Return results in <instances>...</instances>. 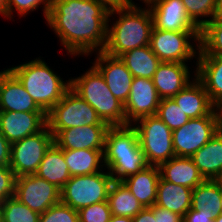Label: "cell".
I'll use <instances>...</instances> for the list:
<instances>
[{"label":"cell","mask_w":222,"mask_h":222,"mask_svg":"<svg viewBox=\"0 0 222 222\" xmlns=\"http://www.w3.org/2000/svg\"><path fill=\"white\" fill-rule=\"evenodd\" d=\"M112 5L111 0H52L46 21L70 55L101 52Z\"/></svg>","instance_id":"cell-1"},{"label":"cell","mask_w":222,"mask_h":222,"mask_svg":"<svg viewBox=\"0 0 222 222\" xmlns=\"http://www.w3.org/2000/svg\"><path fill=\"white\" fill-rule=\"evenodd\" d=\"M119 14V19L107 29V42L103 50L113 57H120L135 48L150 45L153 18L149 8L137 7L132 0L113 3L109 17Z\"/></svg>","instance_id":"cell-2"},{"label":"cell","mask_w":222,"mask_h":222,"mask_svg":"<svg viewBox=\"0 0 222 222\" xmlns=\"http://www.w3.org/2000/svg\"><path fill=\"white\" fill-rule=\"evenodd\" d=\"M104 164L114 181L121 182L149 164L131 125L110 126L106 133Z\"/></svg>","instance_id":"cell-3"},{"label":"cell","mask_w":222,"mask_h":222,"mask_svg":"<svg viewBox=\"0 0 222 222\" xmlns=\"http://www.w3.org/2000/svg\"><path fill=\"white\" fill-rule=\"evenodd\" d=\"M9 70L22 83L35 103L47 114L71 87L70 80L64 82L49 66L38 58Z\"/></svg>","instance_id":"cell-4"},{"label":"cell","mask_w":222,"mask_h":222,"mask_svg":"<svg viewBox=\"0 0 222 222\" xmlns=\"http://www.w3.org/2000/svg\"><path fill=\"white\" fill-rule=\"evenodd\" d=\"M71 88L97 112L109 126H124V104L109 90L102 74L92 66L80 77L70 79Z\"/></svg>","instance_id":"cell-5"},{"label":"cell","mask_w":222,"mask_h":222,"mask_svg":"<svg viewBox=\"0 0 222 222\" xmlns=\"http://www.w3.org/2000/svg\"><path fill=\"white\" fill-rule=\"evenodd\" d=\"M87 125H108L95 109L71 87L62 99L47 113V126L55 137L61 130Z\"/></svg>","instance_id":"cell-6"},{"label":"cell","mask_w":222,"mask_h":222,"mask_svg":"<svg viewBox=\"0 0 222 222\" xmlns=\"http://www.w3.org/2000/svg\"><path fill=\"white\" fill-rule=\"evenodd\" d=\"M134 126L149 165L160 166L175 156L173 131L156 115L138 119Z\"/></svg>","instance_id":"cell-7"},{"label":"cell","mask_w":222,"mask_h":222,"mask_svg":"<svg viewBox=\"0 0 222 222\" xmlns=\"http://www.w3.org/2000/svg\"><path fill=\"white\" fill-rule=\"evenodd\" d=\"M114 182L107 172L72 176L61 189V202L75 210L94 203L107 201Z\"/></svg>","instance_id":"cell-8"},{"label":"cell","mask_w":222,"mask_h":222,"mask_svg":"<svg viewBox=\"0 0 222 222\" xmlns=\"http://www.w3.org/2000/svg\"><path fill=\"white\" fill-rule=\"evenodd\" d=\"M222 127V113L215 108L209 115L189 119L182 127L173 131L175 156L191 157L205 145Z\"/></svg>","instance_id":"cell-9"},{"label":"cell","mask_w":222,"mask_h":222,"mask_svg":"<svg viewBox=\"0 0 222 222\" xmlns=\"http://www.w3.org/2000/svg\"><path fill=\"white\" fill-rule=\"evenodd\" d=\"M53 143L54 136L48 126L37 134L12 143L10 168L15 176L35 174Z\"/></svg>","instance_id":"cell-10"},{"label":"cell","mask_w":222,"mask_h":222,"mask_svg":"<svg viewBox=\"0 0 222 222\" xmlns=\"http://www.w3.org/2000/svg\"><path fill=\"white\" fill-rule=\"evenodd\" d=\"M200 31H168L152 28L150 47L161 62L185 63L196 55L189 39L193 38L199 46Z\"/></svg>","instance_id":"cell-11"},{"label":"cell","mask_w":222,"mask_h":222,"mask_svg":"<svg viewBox=\"0 0 222 222\" xmlns=\"http://www.w3.org/2000/svg\"><path fill=\"white\" fill-rule=\"evenodd\" d=\"M14 197L39 214L61 201V189L35 174L16 177Z\"/></svg>","instance_id":"cell-12"},{"label":"cell","mask_w":222,"mask_h":222,"mask_svg":"<svg viewBox=\"0 0 222 222\" xmlns=\"http://www.w3.org/2000/svg\"><path fill=\"white\" fill-rule=\"evenodd\" d=\"M160 101L152 79L134 77L129 97L124 104L126 123L131 124L142 117L156 115Z\"/></svg>","instance_id":"cell-13"},{"label":"cell","mask_w":222,"mask_h":222,"mask_svg":"<svg viewBox=\"0 0 222 222\" xmlns=\"http://www.w3.org/2000/svg\"><path fill=\"white\" fill-rule=\"evenodd\" d=\"M46 126L45 112L0 111V131L11 144L39 133Z\"/></svg>","instance_id":"cell-14"},{"label":"cell","mask_w":222,"mask_h":222,"mask_svg":"<svg viewBox=\"0 0 222 222\" xmlns=\"http://www.w3.org/2000/svg\"><path fill=\"white\" fill-rule=\"evenodd\" d=\"M148 6L156 29L200 31V28L189 18L181 0H155Z\"/></svg>","instance_id":"cell-15"},{"label":"cell","mask_w":222,"mask_h":222,"mask_svg":"<svg viewBox=\"0 0 222 222\" xmlns=\"http://www.w3.org/2000/svg\"><path fill=\"white\" fill-rule=\"evenodd\" d=\"M97 53L94 67L102 74L114 97L125 104L130 94L133 75L120 57L110 56L103 51Z\"/></svg>","instance_id":"cell-16"},{"label":"cell","mask_w":222,"mask_h":222,"mask_svg":"<svg viewBox=\"0 0 222 222\" xmlns=\"http://www.w3.org/2000/svg\"><path fill=\"white\" fill-rule=\"evenodd\" d=\"M109 125H87L61 130L54 143L63 150H104Z\"/></svg>","instance_id":"cell-17"},{"label":"cell","mask_w":222,"mask_h":222,"mask_svg":"<svg viewBox=\"0 0 222 222\" xmlns=\"http://www.w3.org/2000/svg\"><path fill=\"white\" fill-rule=\"evenodd\" d=\"M0 111L44 112L9 69L0 72Z\"/></svg>","instance_id":"cell-18"},{"label":"cell","mask_w":222,"mask_h":222,"mask_svg":"<svg viewBox=\"0 0 222 222\" xmlns=\"http://www.w3.org/2000/svg\"><path fill=\"white\" fill-rule=\"evenodd\" d=\"M189 68L185 63L161 62L152 78L161 99L172 98L190 81Z\"/></svg>","instance_id":"cell-19"},{"label":"cell","mask_w":222,"mask_h":222,"mask_svg":"<svg viewBox=\"0 0 222 222\" xmlns=\"http://www.w3.org/2000/svg\"><path fill=\"white\" fill-rule=\"evenodd\" d=\"M172 99L189 119L207 116L216 107L197 78L179 91Z\"/></svg>","instance_id":"cell-20"},{"label":"cell","mask_w":222,"mask_h":222,"mask_svg":"<svg viewBox=\"0 0 222 222\" xmlns=\"http://www.w3.org/2000/svg\"><path fill=\"white\" fill-rule=\"evenodd\" d=\"M196 75L209 95L211 102L222 108V56L196 57Z\"/></svg>","instance_id":"cell-21"},{"label":"cell","mask_w":222,"mask_h":222,"mask_svg":"<svg viewBox=\"0 0 222 222\" xmlns=\"http://www.w3.org/2000/svg\"><path fill=\"white\" fill-rule=\"evenodd\" d=\"M191 159L205 180H217L222 174V127Z\"/></svg>","instance_id":"cell-22"},{"label":"cell","mask_w":222,"mask_h":222,"mask_svg":"<svg viewBox=\"0 0 222 222\" xmlns=\"http://www.w3.org/2000/svg\"><path fill=\"white\" fill-rule=\"evenodd\" d=\"M159 178V167L148 165L121 182L137 198L142 207H151L156 202Z\"/></svg>","instance_id":"cell-23"},{"label":"cell","mask_w":222,"mask_h":222,"mask_svg":"<svg viewBox=\"0 0 222 222\" xmlns=\"http://www.w3.org/2000/svg\"><path fill=\"white\" fill-rule=\"evenodd\" d=\"M160 176L168 182L194 189L205 179L191 157L174 156L159 166Z\"/></svg>","instance_id":"cell-24"},{"label":"cell","mask_w":222,"mask_h":222,"mask_svg":"<svg viewBox=\"0 0 222 222\" xmlns=\"http://www.w3.org/2000/svg\"><path fill=\"white\" fill-rule=\"evenodd\" d=\"M192 191L186 186L165 181L161 176L158 181L157 197L154 205L170 210L184 217L191 208Z\"/></svg>","instance_id":"cell-25"},{"label":"cell","mask_w":222,"mask_h":222,"mask_svg":"<svg viewBox=\"0 0 222 222\" xmlns=\"http://www.w3.org/2000/svg\"><path fill=\"white\" fill-rule=\"evenodd\" d=\"M35 175L62 189L71 178L69 168L63 156V149H60L53 143L45 152Z\"/></svg>","instance_id":"cell-26"},{"label":"cell","mask_w":222,"mask_h":222,"mask_svg":"<svg viewBox=\"0 0 222 222\" xmlns=\"http://www.w3.org/2000/svg\"><path fill=\"white\" fill-rule=\"evenodd\" d=\"M133 77L152 79L160 59L153 53L150 45L135 48L120 56Z\"/></svg>","instance_id":"cell-27"},{"label":"cell","mask_w":222,"mask_h":222,"mask_svg":"<svg viewBox=\"0 0 222 222\" xmlns=\"http://www.w3.org/2000/svg\"><path fill=\"white\" fill-rule=\"evenodd\" d=\"M222 186L218 180H204L192 191L191 208L201 210V213H221Z\"/></svg>","instance_id":"cell-28"},{"label":"cell","mask_w":222,"mask_h":222,"mask_svg":"<svg viewBox=\"0 0 222 222\" xmlns=\"http://www.w3.org/2000/svg\"><path fill=\"white\" fill-rule=\"evenodd\" d=\"M104 150H63L65 162L72 176L93 174L102 171L101 160H104Z\"/></svg>","instance_id":"cell-29"},{"label":"cell","mask_w":222,"mask_h":222,"mask_svg":"<svg viewBox=\"0 0 222 222\" xmlns=\"http://www.w3.org/2000/svg\"><path fill=\"white\" fill-rule=\"evenodd\" d=\"M107 202L111 214L115 216L133 218L144 208L126 186L117 181L111 184Z\"/></svg>","instance_id":"cell-30"},{"label":"cell","mask_w":222,"mask_h":222,"mask_svg":"<svg viewBox=\"0 0 222 222\" xmlns=\"http://www.w3.org/2000/svg\"><path fill=\"white\" fill-rule=\"evenodd\" d=\"M197 56H222V18H214L200 28Z\"/></svg>","instance_id":"cell-31"},{"label":"cell","mask_w":222,"mask_h":222,"mask_svg":"<svg viewBox=\"0 0 222 222\" xmlns=\"http://www.w3.org/2000/svg\"><path fill=\"white\" fill-rule=\"evenodd\" d=\"M3 222H39L40 214L31 210L15 197L1 203Z\"/></svg>","instance_id":"cell-32"},{"label":"cell","mask_w":222,"mask_h":222,"mask_svg":"<svg viewBox=\"0 0 222 222\" xmlns=\"http://www.w3.org/2000/svg\"><path fill=\"white\" fill-rule=\"evenodd\" d=\"M156 116L159 117L171 131L182 127L189 121V118L172 98L161 99Z\"/></svg>","instance_id":"cell-33"},{"label":"cell","mask_w":222,"mask_h":222,"mask_svg":"<svg viewBox=\"0 0 222 222\" xmlns=\"http://www.w3.org/2000/svg\"><path fill=\"white\" fill-rule=\"evenodd\" d=\"M185 6L189 18L201 28L207 22L215 18L216 0H181ZM209 17L210 19H198L199 17Z\"/></svg>","instance_id":"cell-34"},{"label":"cell","mask_w":222,"mask_h":222,"mask_svg":"<svg viewBox=\"0 0 222 222\" xmlns=\"http://www.w3.org/2000/svg\"><path fill=\"white\" fill-rule=\"evenodd\" d=\"M39 222H79L78 210L60 201L40 214Z\"/></svg>","instance_id":"cell-35"},{"label":"cell","mask_w":222,"mask_h":222,"mask_svg":"<svg viewBox=\"0 0 222 222\" xmlns=\"http://www.w3.org/2000/svg\"><path fill=\"white\" fill-rule=\"evenodd\" d=\"M111 215L107 201L94 203L78 210L79 222H109Z\"/></svg>","instance_id":"cell-36"},{"label":"cell","mask_w":222,"mask_h":222,"mask_svg":"<svg viewBox=\"0 0 222 222\" xmlns=\"http://www.w3.org/2000/svg\"><path fill=\"white\" fill-rule=\"evenodd\" d=\"M44 7V16L47 19L52 6V0H8V18L12 15V9L18 11V15L27 14L29 11H34L40 4Z\"/></svg>","instance_id":"cell-37"},{"label":"cell","mask_w":222,"mask_h":222,"mask_svg":"<svg viewBox=\"0 0 222 222\" xmlns=\"http://www.w3.org/2000/svg\"><path fill=\"white\" fill-rule=\"evenodd\" d=\"M16 176L10 167L0 166V203L15 195Z\"/></svg>","instance_id":"cell-38"},{"label":"cell","mask_w":222,"mask_h":222,"mask_svg":"<svg viewBox=\"0 0 222 222\" xmlns=\"http://www.w3.org/2000/svg\"><path fill=\"white\" fill-rule=\"evenodd\" d=\"M152 212L154 217H157V222H183L181 215L157 205L152 206Z\"/></svg>","instance_id":"cell-39"},{"label":"cell","mask_w":222,"mask_h":222,"mask_svg":"<svg viewBox=\"0 0 222 222\" xmlns=\"http://www.w3.org/2000/svg\"><path fill=\"white\" fill-rule=\"evenodd\" d=\"M214 214L201 213V210L190 208L183 217V222H215Z\"/></svg>","instance_id":"cell-40"},{"label":"cell","mask_w":222,"mask_h":222,"mask_svg":"<svg viewBox=\"0 0 222 222\" xmlns=\"http://www.w3.org/2000/svg\"><path fill=\"white\" fill-rule=\"evenodd\" d=\"M11 143L0 131V166L10 167Z\"/></svg>","instance_id":"cell-41"},{"label":"cell","mask_w":222,"mask_h":222,"mask_svg":"<svg viewBox=\"0 0 222 222\" xmlns=\"http://www.w3.org/2000/svg\"><path fill=\"white\" fill-rule=\"evenodd\" d=\"M133 222H157V217H154L151 207H144L135 217Z\"/></svg>","instance_id":"cell-42"},{"label":"cell","mask_w":222,"mask_h":222,"mask_svg":"<svg viewBox=\"0 0 222 222\" xmlns=\"http://www.w3.org/2000/svg\"><path fill=\"white\" fill-rule=\"evenodd\" d=\"M109 222H133V221L132 218L130 217L111 215Z\"/></svg>","instance_id":"cell-43"},{"label":"cell","mask_w":222,"mask_h":222,"mask_svg":"<svg viewBox=\"0 0 222 222\" xmlns=\"http://www.w3.org/2000/svg\"><path fill=\"white\" fill-rule=\"evenodd\" d=\"M0 14L8 17V0H0Z\"/></svg>","instance_id":"cell-44"},{"label":"cell","mask_w":222,"mask_h":222,"mask_svg":"<svg viewBox=\"0 0 222 222\" xmlns=\"http://www.w3.org/2000/svg\"><path fill=\"white\" fill-rule=\"evenodd\" d=\"M215 18H222V0H216Z\"/></svg>","instance_id":"cell-45"},{"label":"cell","mask_w":222,"mask_h":222,"mask_svg":"<svg viewBox=\"0 0 222 222\" xmlns=\"http://www.w3.org/2000/svg\"><path fill=\"white\" fill-rule=\"evenodd\" d=\"M215 222H222V213L215 217Z\"/></svg>","instance_id":"cell-46"},{"label":"cell","mask_w":222,"mask_h":222,"mask_svg":"<svg viewBox=\"0 0 222 222\" xmlns=\"http://www.w3.org/2000/svg\"><path fill=\"white\" fill-rule=\"evenodd\" d=\"M145 4L149 5L152 2H154L155 0H142Z\"/></svg>","instance_id":"cell-47"},{"label":"cell","mask_w":222,"mask_h":222,"mask_svg":"<svg viewBox=\"0 0 222 222\" xmlns=\"http://www.w3.org/2000/svg\"><path fill=\"white\" fill-rule=\"evenodd\" d=\"M0 222H3V213L1 211V203H0Z\"/></svg>","instance_id":"cell-48"},{"label":"cell","mask_w":222,"mask_h":222,"mask_svg":"<svg viewBox=\"0 0 222 222\" xmlns=\"http://www.w3.org/2000/svg\"><path fill=\"white\" fill-rule=\"evenodd\" d=\"M113 3H116V2H122V1H126V2H129V0H111Z\"/></svg>","instance_id":"cell-49"},{"label":"cell","mask_w":222,"mask_h":222,"mask_svg":"<svg viewBox=\"0 0 222 222\" xmlns=\"http://www.w3.org/2000/svg\"><path fill=\"white\" fill-rule=\"evenodd\" d=\"M217 180L219 181V183H220L221 186H222V174H221V176H220Z\"/></svg>","instance_id":"cell-50"},{"label":"cell","mask_w":222,"mask_h":222,"mask_svg":"<svg viewBox=\"0 0 222 222\" xmlns=\"http://www.w3.org/2000/svg\"><path fill=\"white\" fill-rule=\"evenodd\" d=\"M221 213H222V197H221Z\"/></svg>","instance_id":"cell-51"}]
</instances>
